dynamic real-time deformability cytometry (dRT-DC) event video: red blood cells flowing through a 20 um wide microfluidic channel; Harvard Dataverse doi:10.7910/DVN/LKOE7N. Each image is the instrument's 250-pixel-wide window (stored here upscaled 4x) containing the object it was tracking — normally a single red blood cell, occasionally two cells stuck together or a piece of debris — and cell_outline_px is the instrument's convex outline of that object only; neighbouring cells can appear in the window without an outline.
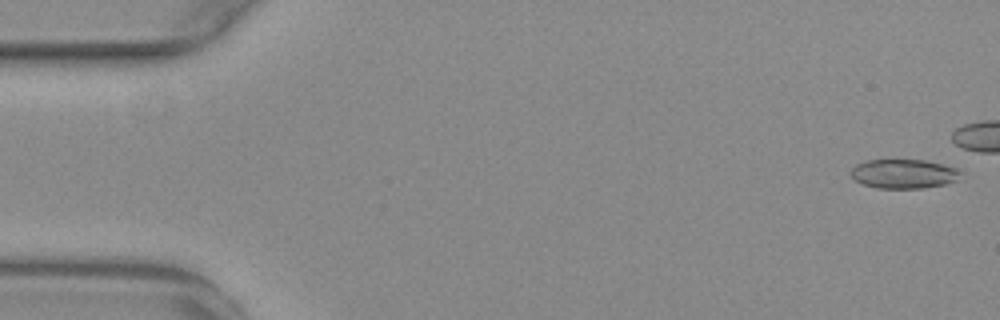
{"species": "common noctule bat (a hibernating species)", "species_latin": "Nyctalus noctula", "temperature_condition": "warm", "stored_images_in_passage": 23, "camera_frame_rate_fps": 3000, "um_per_image_px": 0.085, "animal": {"sex": "female", "body_mass_g": 29.2, "forearm_length_mm": 56.3}, "frame": {"image": 1, "passage_image": 1, "time_ms": 0.0, "image_size_px": [1000, 320], "cell_outline_px": [[964, 172], [960, 180], [944, 184], [924, 188], [876, 188], [864, 184], [856, 180], [852, 176], [852, 168], [856, 164], [864, 160], [924, 160], [956, 168]], "centroid_in_image_um": [76.87, 14.77], "position_along_channel_um": 8.1, "area_um2": 18.73}}
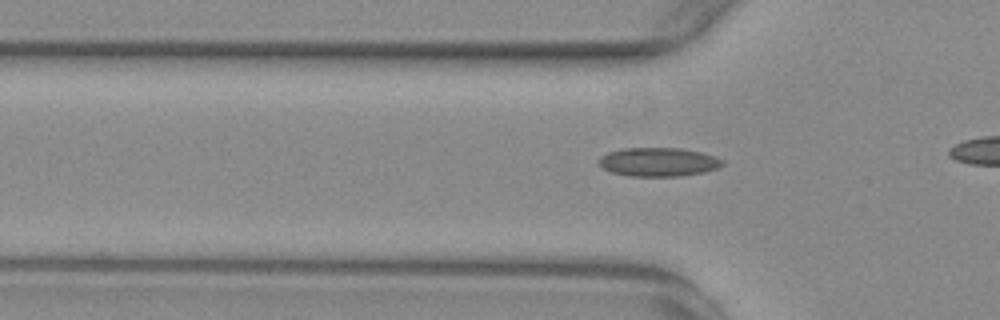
{"frame": {"image": 2, "passage_image": 17, "time_ms": 5.333, "image_size_px": [1000, 320], "cell_outline_px": [[724, 164], [720, 168], [704, 172], [680, 176], [628, 176], [612, 172], [604, 168], [596, 160], [600, 156], [608, 152], [624, 148], [680, 148], [700, 152], [716, 156], [724, 160]], "centroid_in_image_um": [55.99, 13.77], "position_along_channel_um": 69.8, "area_um2": 20.87}}